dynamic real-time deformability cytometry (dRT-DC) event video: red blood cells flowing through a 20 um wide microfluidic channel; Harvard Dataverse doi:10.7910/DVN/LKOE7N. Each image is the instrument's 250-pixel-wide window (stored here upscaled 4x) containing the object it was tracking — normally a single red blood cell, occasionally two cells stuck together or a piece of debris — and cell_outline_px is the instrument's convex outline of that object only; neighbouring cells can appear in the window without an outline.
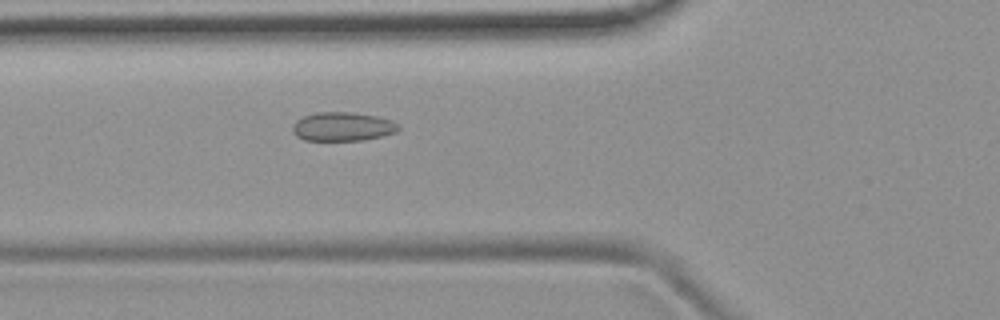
{"species": "common noctule bat (a hibernating species)", "species_latin": "Nyctalus noctula", "temperature_condition": "room temperature", "stored_images_in_passage": 35, "camera_frame_rate_fps": 3000, "um_per_image_px": 0.085, "animal": {"sex": "female", "body_mass_g": 19.9}, "frame": {"image": 1, "passage_image": 9, "time_ms": 2.667, "image_size_px": [1000, 320], "cell_outline_px": [[400, 128], [396, 132], [380, 136], [360, 140], [304, 140], [296, 136], [292, 132], [292, 124], [296, 120], [304, 116], [316, 112], [352, 112], [376, 116], [392, 120], [400, 124]], "centroid_in_image_um": [29.11, 10.75], "position_along_channel_um": 96.7, "area_um2": 17.86}}
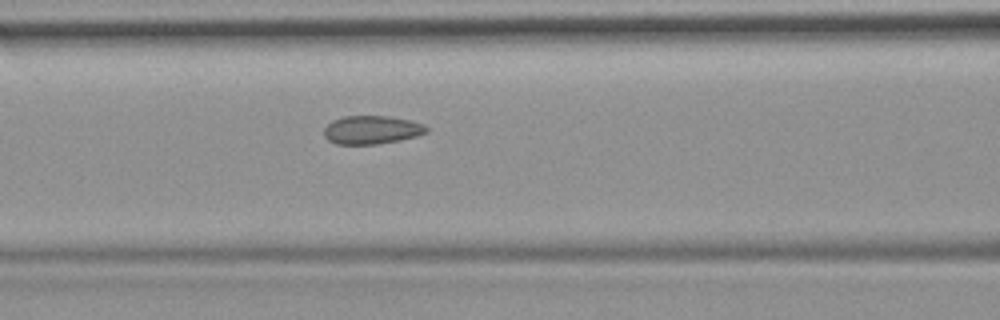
{"frame": {"image": 2, "passage_image": 12, "time_ms": 3.667, "image_size_px": [1000, 320], "cell_outline_px": [[428, 132], [416, 136], [400, 140], [376, 144], [336, 144], [328, 140], [324, 136], [324, 128], [332, 120], [344, 116], [392, 116], [424, 124], [428, 128]], "centroid_in_image_um": [31.59, 11.03], "position_along_channel_um": 135.0, "area_um2": 16.99}}
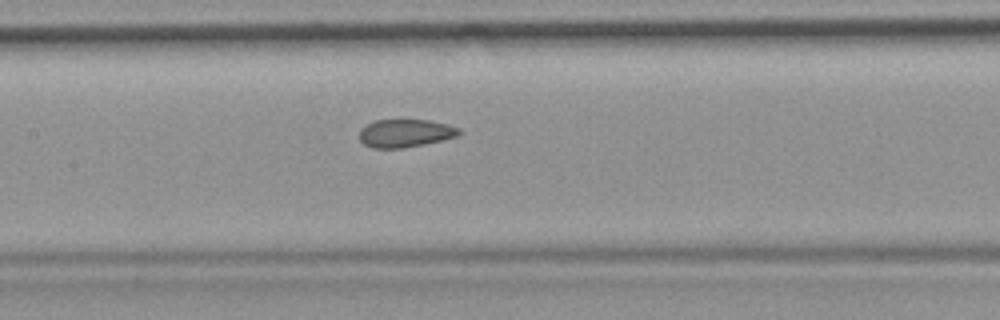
{"frame": {"image": 3, "passage_image": 15, "time_ms": 4.667, "image_size_px": [1000, 320], "cell_outline_px": [[464, 132], [456, 136], [440, 140], [400, 148], [372, 148], [364, 144], [360, 140], [360, 128], [376, 120], [428, 120], [448, 124], [460, 128]], "centroid_in_image_um": [34.45, 11.31], "position_along_channel_um": 173.0, "area_um2": 16.07}, "authors_computed_cell_mechanics": {"area_um2": 17.051, "velocity_mm_per_s": 3.8045, "shape_relaxation_time_tau1_ms": null, "shape_relaxation_time_tau2_ms": 1.4653, "deformation_change_tau1": null, "deformation_change_tau2": 0.0429}}